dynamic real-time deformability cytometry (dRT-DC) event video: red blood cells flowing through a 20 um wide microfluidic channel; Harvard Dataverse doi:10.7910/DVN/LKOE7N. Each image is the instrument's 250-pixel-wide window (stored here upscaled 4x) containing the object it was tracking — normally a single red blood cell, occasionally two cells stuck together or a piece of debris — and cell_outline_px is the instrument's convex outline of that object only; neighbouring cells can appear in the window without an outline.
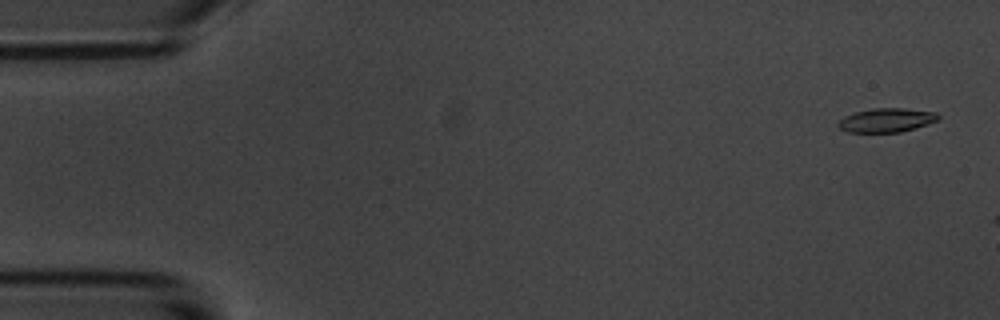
{"species": "common noctule bat (a hibernating species)", "species_latin": "Nyctalus noctula", "temperature_condition": "room temperature", "stored_images_in_passage": 15, "camera_frame_rate_fps": 3000, "um_per_image_px": 0.085, "animal": {"sex": "male", "body_mass_g": 20.1, "forearm_length_mm": 53.5}, "frame": {"image": 1, "passage_image": 2, "time_ms": 0.333, "image_size_px": [1000, 320], "cell_outline_px": [[940, 116], [936, 120], [928, 124], [900, 132], [848, 132], [840, 128], [836, 124], [844, 116], [856, 112], [872, 108], [904, 108], [936, 112]], "centroid_in_image_um": [75.34, 10.21], "position_along_channel_um": 9.7, "area_um2": 13.87}}
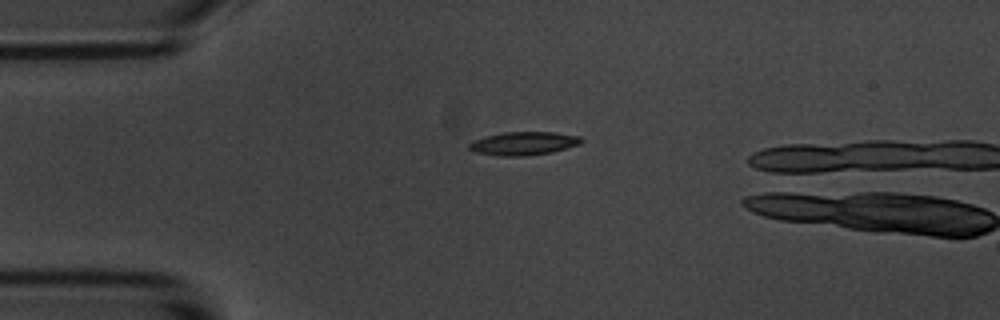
{"frame": {"image": 2, "passage_image": 13, "time_ms": 4.0, "image_size_px": [1000, 320], "cell_outline_px": [[584, 140], [580, 144], [552, 152], [524, 156], [500, 156], [476, 152], [468, 148], [468, 144], [472, 140], [504, 132], [552, 132], [580, 136]], "centroid_in_image_um": [44.51, 12.19], "position_along_channel_um": 40.5, "area_um2": 15.2}}